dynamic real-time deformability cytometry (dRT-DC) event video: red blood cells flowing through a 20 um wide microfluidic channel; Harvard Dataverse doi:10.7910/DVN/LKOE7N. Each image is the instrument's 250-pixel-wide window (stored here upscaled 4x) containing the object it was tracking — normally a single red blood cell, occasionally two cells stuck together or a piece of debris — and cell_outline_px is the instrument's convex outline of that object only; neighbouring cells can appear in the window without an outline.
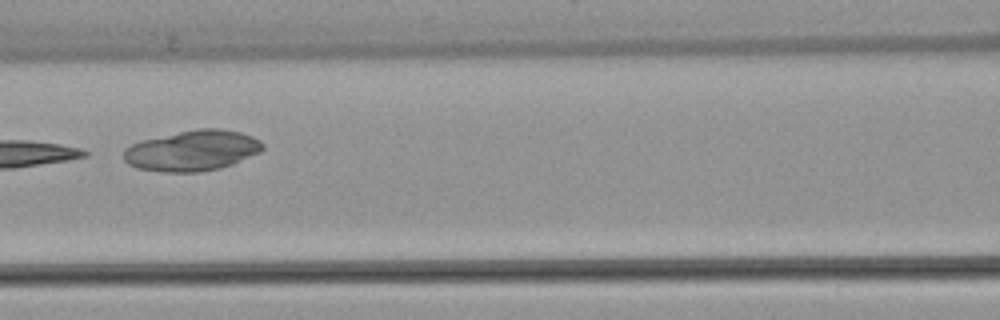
{"species": "common noctule bat (a hibernating species)", "species_latin": "Nyctalus noctula", "temperature_condition": "warm", "stored_images_in_passage": 5, "camera_frame_rate_fps": 3000, "um_per_image_px": 0.085, "animal": {"sex": "female", "body_mass_g": 22.7, "forearm_length_mm": 54.2}, "frame": {"image": 1, "passage_image": 3, "time_ms": 3.333, "image_size_px": [1000, 320], "cell_outline_px": [[264, 148], [260, 152], [232, 164], [220, 168], [200, 172], [164, 172], [136, 168], [128, 164], [124, 160], [124, 148], [140, 140], [196, 128], [220, 128], [240, 132], [252, 136], [260, 140], [264, 144]], "centroid_in_image_um": [16.34, 12.79], "position_along_channel_um": 150.3, "area_um2": 33.12}}
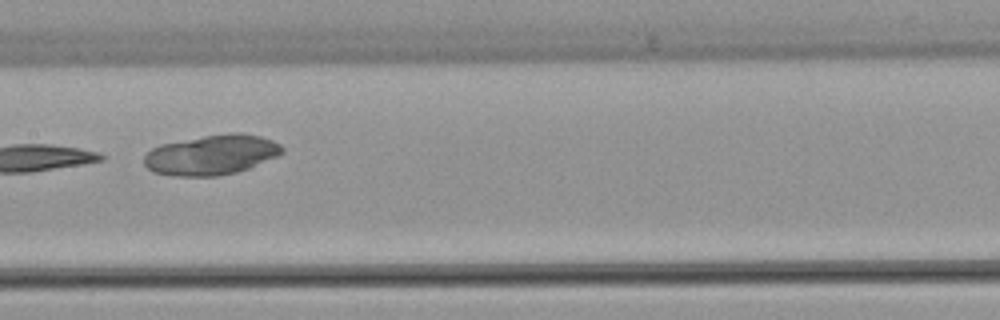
{"frame": {"image": 2, "passage_image": 4, "time_ms": 4.333, "image_size_px": [1000, 320], "cell_outline_px": [[284, 152], [276, 156], [248, 168], [236, 172], [220, 176], [176, 176], [152, 172], [144, 164], [144, 156], [152, 148], [160, 144], [204, 136], [232, 132], [240, 132], [260, 136], [272, 140], [280, 144], [284, 148]], "centroid_in_image_um": [17.97, 13.16], "position_along_channel_um": 189.4, "area_um2": 32.14}}